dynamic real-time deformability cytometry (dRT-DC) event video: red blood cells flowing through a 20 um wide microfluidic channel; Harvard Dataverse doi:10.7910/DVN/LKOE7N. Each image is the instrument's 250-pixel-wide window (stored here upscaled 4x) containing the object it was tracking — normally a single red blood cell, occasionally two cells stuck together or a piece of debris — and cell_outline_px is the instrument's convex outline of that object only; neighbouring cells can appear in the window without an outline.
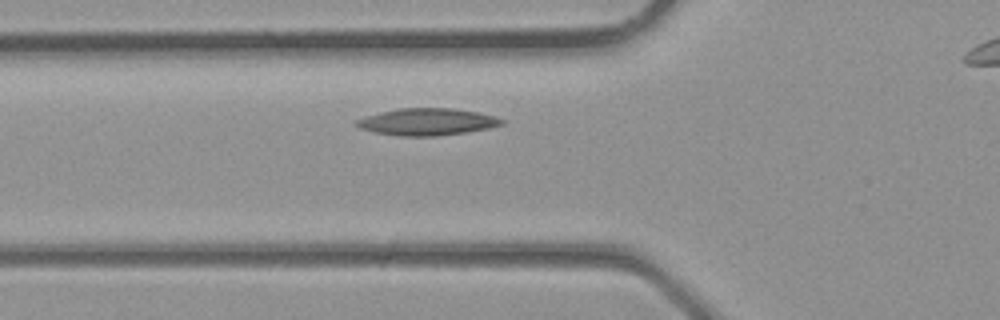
{"species": "common noctule bat (a hibernating species)", "species_latin": "Nyctalus noctula", "temperature_condition": "room temperature", "stored_images_in_passage": 6, "camera_frame_rate_fps": 3000, "um_per_image_px": 0.085, "animal": {"sex": "male", "body_mass_g": 23.1, "forearm_length_mm": 52.7}, "frame": {"image": 1, "passage_image": 6, "time_ms": 1.667, "image_size_px": [1000, 320], "cell_outline_px": [[504, 124], [488, 128], [468, 132], [436, 136], [400, 136], [372, 132], [360, 128], [352, 124], [356, 120], [380, 112], [396, 108], [452, 108], [476, 112], [492, 116], [504, 120]], "centroid_in_image_um": [36.26, 10.36], "position_along_channel_um": 89.5, "area_um2": 22.83}}